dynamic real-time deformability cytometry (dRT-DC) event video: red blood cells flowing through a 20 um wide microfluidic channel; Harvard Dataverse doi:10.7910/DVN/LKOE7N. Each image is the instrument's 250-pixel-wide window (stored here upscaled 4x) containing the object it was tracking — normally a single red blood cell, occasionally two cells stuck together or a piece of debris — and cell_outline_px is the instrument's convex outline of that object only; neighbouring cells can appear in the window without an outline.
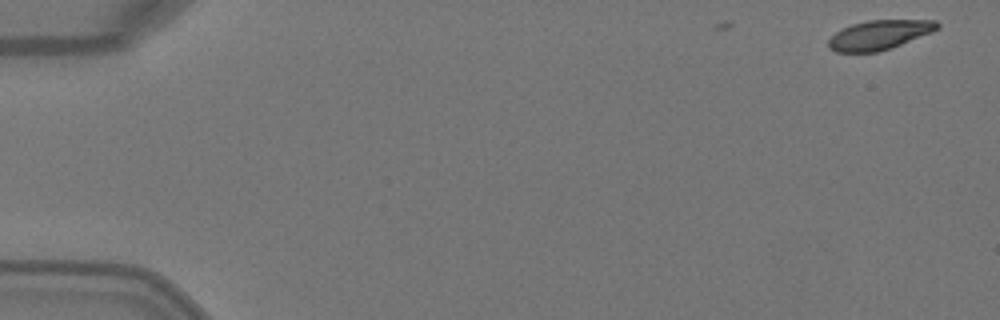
{"species": "Egyptian fruit bat (a non-hibernating species)", "species_latin": "Rousettus aegyptiacus", "temperature_condition": "warm", "stored_images_in_passage": 4, "camera_frame_rate_fps": 3000, "um_per_image_px": 0.085, "animal": {"sex": "female"}, "frame": {"image": 1, "passage_image": 1, "time_ms": 0.0, "image_size_px": [1000, 320], "cell_outline_px": [[940, 28], [932, 32], [900, 44], [876, 52], [836, 52], [828, 48], [828, 40], [836, 32], [852, 24], [868, 20], [936, 20], [940, 24]], "centroid_in_image_um": [74.74, 2.96], "position_along_channel_um": 10.3, "area_um2": 18.44}}
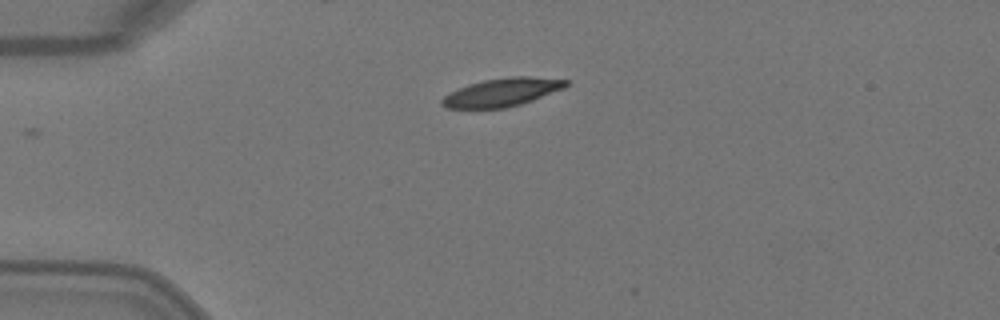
{"frame": {"image": 2, "passage_image": 4, "time_ms": 1.0, "image_size_px": [1000, 320], "cell_outline_px": [[568, 84], [564, 88], [532, 100], [520, 104], [504, 108], [448, 108], [440, 104], [440, 100], [444, 96], [468, 84], [484, 80], [512, 76], [528, 76], [568, 80]], "centroid_in_image_um": [42.67, 7.84], "position_along_channel_um": 42.3, "area_um2": 20.11}}